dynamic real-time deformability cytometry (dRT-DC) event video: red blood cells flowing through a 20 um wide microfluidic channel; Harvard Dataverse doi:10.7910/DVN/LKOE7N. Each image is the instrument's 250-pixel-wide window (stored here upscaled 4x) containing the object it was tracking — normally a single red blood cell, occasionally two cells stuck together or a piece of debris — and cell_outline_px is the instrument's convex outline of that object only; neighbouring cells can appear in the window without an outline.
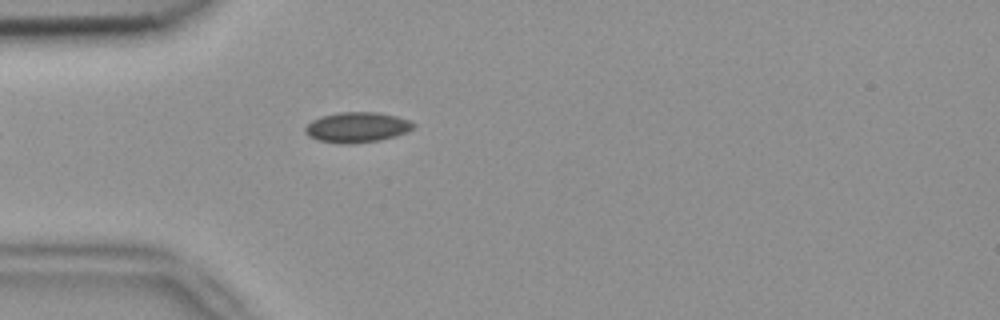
{"species": "common noctule bat (a hibernating species)", "species_latin": "Nyctalus noctula", "temperature_condition": "room temperature", "stored_images_in_passage": 3, "camera_frame_rate_fps": 3000, "um_per_image_px": 0.085, "animal": {"sex": "female", "body_mass_g": 18.4}, "frame": {"image": 1, "passage_image": 3, "time_ms": 0.667, "image_size_px": [1000, 320], "cell_outline_px": [[416, 124], [412, 128], [396, 136], [380, 140], [348, 144], [316, 140], [308, 136], [304, 132], [304, 128], [312, 120], [320, 116], [340, 112], [376, 112], [396, 116], [408, 120]], "centroid_in_image_um": [30.3, 10.81], "position_along_channel_um": 54.7, "area_um2": 19.02}}